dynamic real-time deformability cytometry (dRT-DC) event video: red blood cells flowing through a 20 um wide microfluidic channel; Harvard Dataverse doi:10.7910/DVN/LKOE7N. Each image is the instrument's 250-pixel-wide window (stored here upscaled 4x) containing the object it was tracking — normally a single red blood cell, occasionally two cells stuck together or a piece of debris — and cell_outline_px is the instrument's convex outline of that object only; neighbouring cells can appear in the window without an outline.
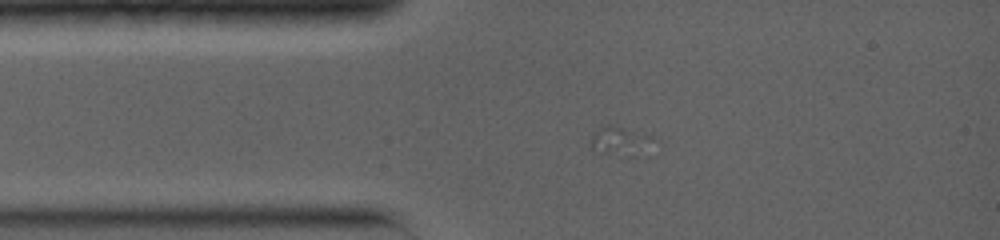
{"species": "common noctule bat (a hibernating species)", "species_latin": "Nyctalus noctula", "temperature_condition": "warm", "stored_images_in_passage": 6, "camera_frame_rate_fps": 5000, "um_per_image_px": 0.085, "animal": {"sex": "female", "body_mass_g": 19.0, "forearm_length_mm": 56.7}, "frame": {"image": 1, "passage_image": 3, "time_ms": 0.4, "image_size_px": [1000, 240], "cell_outline_px": [[652, 140], [636, 156], [628, 156], [592, 152], [588, 144], [592, 136], [604, 124], [624, 128], [652, 136]], "centroid_in_image_um": [52.58, 12.01], "position_along_channel_um": 32.4, "area_um2": 10.23}}